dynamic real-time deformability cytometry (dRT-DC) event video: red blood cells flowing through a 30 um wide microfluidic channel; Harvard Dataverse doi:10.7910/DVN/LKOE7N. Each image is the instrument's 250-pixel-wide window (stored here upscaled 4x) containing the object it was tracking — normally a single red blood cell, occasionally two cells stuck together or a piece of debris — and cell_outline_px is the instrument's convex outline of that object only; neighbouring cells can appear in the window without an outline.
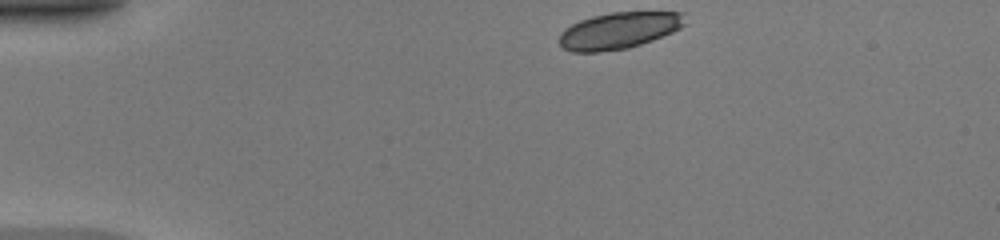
{"species": "common noctule bat (a hibernating species)", "species_latin": "Nyctalus noctula", "temperature_condition": "warm", "stored_images_in_passage": 41, "camera_frame_rate_fps": 3000, "um_per_image_px": 0.085, "animal": {"sex": "female", "body_mass_g": 20.0, "forearm_length_mm": 54.0}, "frame": {"image": 1, "passage_image": 1, "time_ms": 0.0, "image_size_px": [1000, 240], "cell_outline_px": [[684, 24], [680, 28], [672, 32], [652, 40], [628, 48], [596, 52], [572, 52], [564, 48], [560, 44], [560, 32], [564, 28], [580, 20], [592, 16], [612, 12], [684, 12]], "centroid_in_image_um": [52.58, 2.59], "position_along_channel_um": 32.4, "area_um2": 26.65}}